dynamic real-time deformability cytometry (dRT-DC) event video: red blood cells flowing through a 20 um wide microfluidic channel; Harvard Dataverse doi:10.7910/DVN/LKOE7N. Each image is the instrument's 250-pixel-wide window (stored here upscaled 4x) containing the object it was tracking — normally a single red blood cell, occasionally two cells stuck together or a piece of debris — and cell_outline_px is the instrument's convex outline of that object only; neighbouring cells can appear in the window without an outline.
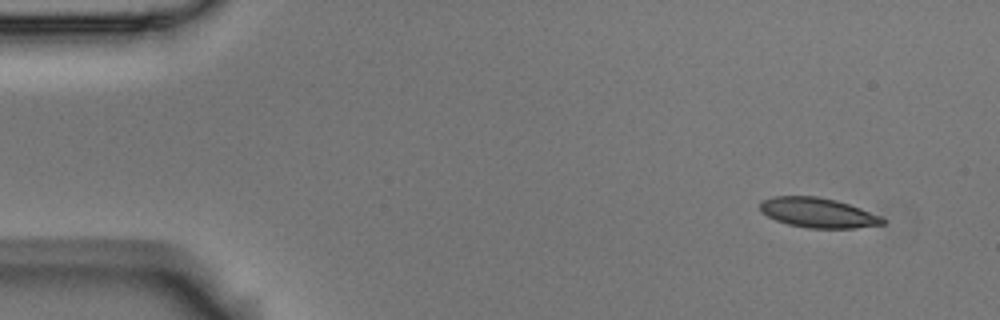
{"species": "Egyptian fruit bat (a non-hibernating species)", "species_latin": "Rousettus aegyptiacus", "temperature_condition": "room temperature", "stored_images_in_passage": 5, "segment_of_instrument_passage": [1, 2], "camera_frame_rate_fps": 3000, "um_per_image_px": 0.085, "animal": {"sex": "male"}, "frame": {"image": 1, "passage_image": 1, "time_ms": 0.0, "image_size_px": [1000, 320], "cell_outline_px": [[888, 220], [884, 224], [856, 228], [808, 228], [788, 224], [776, 220], [760, 212], [760, 200], [772, 196], [816, 196], [836, 200], [860, 208], [880, 216]], "centroid_in_image_um": [69.51, 18.08], "position_along_channel_um": 15.5, "area_um2": 21.39}}